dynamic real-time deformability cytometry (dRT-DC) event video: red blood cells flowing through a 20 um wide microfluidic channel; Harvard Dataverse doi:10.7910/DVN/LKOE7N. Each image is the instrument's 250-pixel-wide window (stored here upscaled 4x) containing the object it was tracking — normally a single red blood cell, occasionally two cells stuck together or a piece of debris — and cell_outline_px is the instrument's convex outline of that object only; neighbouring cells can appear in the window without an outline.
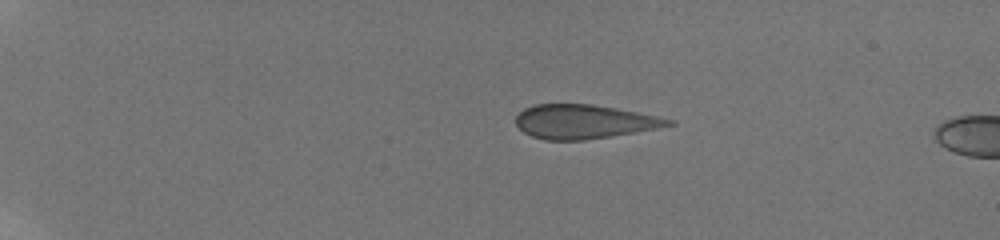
{"species": "human", "species_latin": "Homo sapiens", "temperature_condition": "room temperature", "stored_images_in_passage": 8, "camera_frame_rate_fps": 3000, "um_per_image_px": 0.085, "donor": {"sex": "male"}, "frame": {"image": 1, "passage_image": 1, "time_ms": 0.0, "image_size_px": [1000, 240], "cell_outline_px": [[676, 124], [656, 128], [584, 140], [544, 140], [532, 136], [524, 132], [516, 124], [516, 116], [524, 108], [536, 104], [592, 104], [636, 112], [676, 120]], "centroid_in_image_um": [49.61, 10.33], "position_along_channel_um": 35.4, "area_um2": 29.88}}